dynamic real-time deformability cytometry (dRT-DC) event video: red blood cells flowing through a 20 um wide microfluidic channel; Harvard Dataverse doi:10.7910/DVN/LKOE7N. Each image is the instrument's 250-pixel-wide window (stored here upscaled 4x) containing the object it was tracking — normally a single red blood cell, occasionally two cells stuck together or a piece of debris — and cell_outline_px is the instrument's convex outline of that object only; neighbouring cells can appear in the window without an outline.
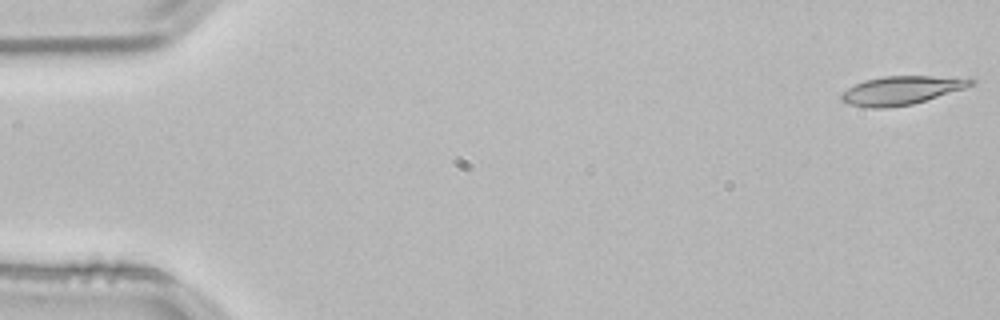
{"species": "common noctule bat (a hibernating species)", "species_latin": "Nyctalus noctula", "temperature_condition": "room temperature", "stored_images_in_passage": 16, "camera_frame_rate_fps": 3000, "um_per_image_px": 0.085, "animal": {"sex": "male", "body_mass_g": 21.5, "forearm_length_mm": 52.0}, "frame": {"image": 1, "passage_image": 1, "time_ms": 0.0, "image_size_px": [1000, 320], "cell_outline_px": [[976, 84], [964, 88], [912, 104], [884, 108], [872, 108], [848, 104], [840, 100], [840, 96], [848, 88], [864, 80], [884, 76], [972, 76], [976, 80]], "centroid_in_image_um": [76.7, 7.65], "position_along_channel_um": 8.3, "area_um2": 21.73}}
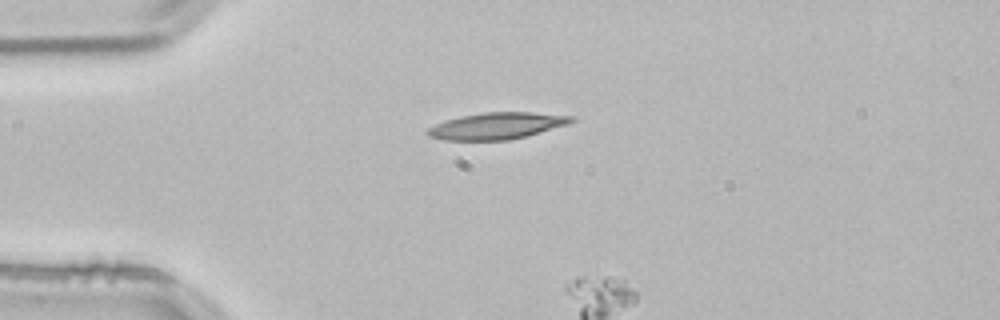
{"frame": {"image": 2, "passage_image": 13, "time_ms": 4.0, "image_size_px": [1000, 320], "cell_outline_px": [[576, 120], [568, 124], [524, 136], [508, 140], [444, 140], [428, 136], [424, 132], [428, 128], [436, 124], [460, 116], [484, 112], [532, 112], [576, 116]], "centroid_in_image_um": [42.23, 10.69], "position_along_channel_um": 42.8, "area_um2": 22.2}}